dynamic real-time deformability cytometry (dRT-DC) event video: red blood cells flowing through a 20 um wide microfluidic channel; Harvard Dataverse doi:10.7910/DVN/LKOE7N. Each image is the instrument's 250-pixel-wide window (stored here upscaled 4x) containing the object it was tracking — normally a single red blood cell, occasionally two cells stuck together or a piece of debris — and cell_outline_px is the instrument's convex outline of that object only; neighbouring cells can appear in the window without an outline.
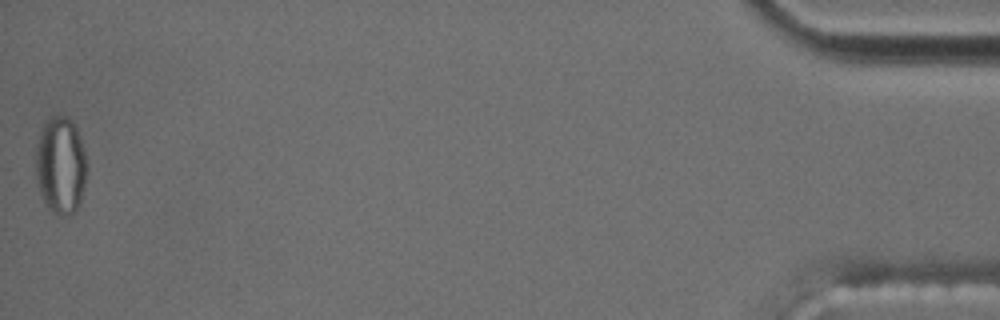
{"species": "common noctule bat (a hibernating species)", "species_latin": "Nyctalus noctula", "temperature_condition": "cold", "stored_images_in_passage": 57, "segment_of_instrument_passage": [2, 2], "camera_frame_rate_fps": 3000, "um_per_image_px": 0.085, "animal": {"sex": "male", "body_mass_g": 17.5, "forearm_length_mm": 52.3}, "frame": {"image": 1, "passage_image": 57, "time_ms": 18.667, "image_size_px": [1000, 320], "cell_outline_px": [[88, 168], [80, 204], [76, 212], [68, 216], [60, 216], [52, 212], [48, 208], [40, 192], [36, 176], [36, 148], [40, 132], [44, 120], [52, 116], [68, 116], [76, 124], [80, 136]], "centroid_in_image_um": [5.17, 14.05], "position_along_channel_um": 430.0, "area_um2": 29.54}}